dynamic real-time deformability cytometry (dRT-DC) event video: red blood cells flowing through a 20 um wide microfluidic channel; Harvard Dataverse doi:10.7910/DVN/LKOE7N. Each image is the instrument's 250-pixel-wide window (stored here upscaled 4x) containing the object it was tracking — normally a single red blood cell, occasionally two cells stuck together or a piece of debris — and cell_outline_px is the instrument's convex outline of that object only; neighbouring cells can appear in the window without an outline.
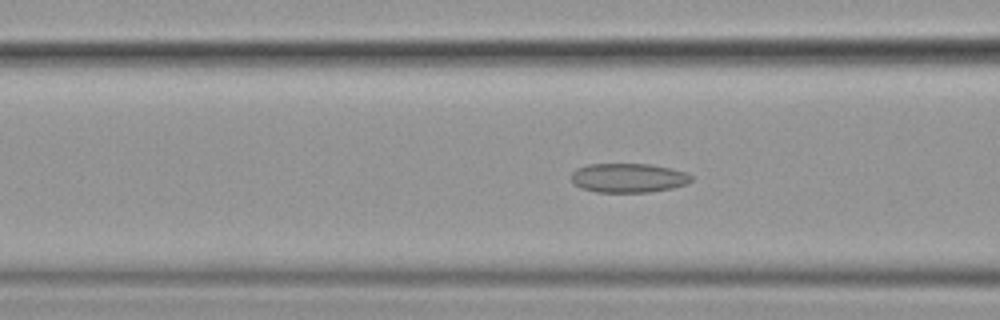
{"species": "common noctule bat (a hibernating species)", "species_latin": "Nyctalus noctula", "temperature_condition": "cold", "stored_images_in_passage": 41, "camera_frame_rate_fps": 3000, "um_per_image_px": 0.085, "animal": {"sex": "female", "body_mass_g": 19.9}, "frame": {"image": 1, "passage_image": 7, "time_ms": 2.0, "image_size_px": [1000, 320], "cell_outline_px": [[692, 180], [684, 184], [672, 188], [648, 192], [596, 192], [580, 188], [572, 180], [572, 172], [576, 168], [588, 164], [652, 164], [688, 172], [692, 176]], "centroid_in_image_um": [53.41, 15.11], "position_along_channel_um": 113.2, "area_um2": 20.46}}
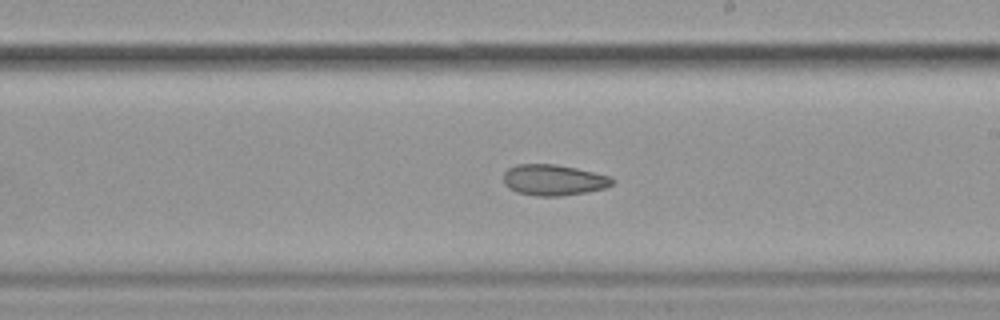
{"frame": {"image": 2, "passage_image": 18, "time_ms": 5.667, "image_size_px": [1000, 320], "cell_outline_px": [[616, 180], [612, 184], [604, 188], [584, 192], [560, 196], [536, 196], [516, 192], [508, 188], [504, 184], [504, 172], [508, 168], [516, 164], [556, 164], [576, 168], [608, 176]], "centroid_in_image_um": [47.01, 15.3], "position_along_channel_um": 242.0, "area_um2": 19.54}}
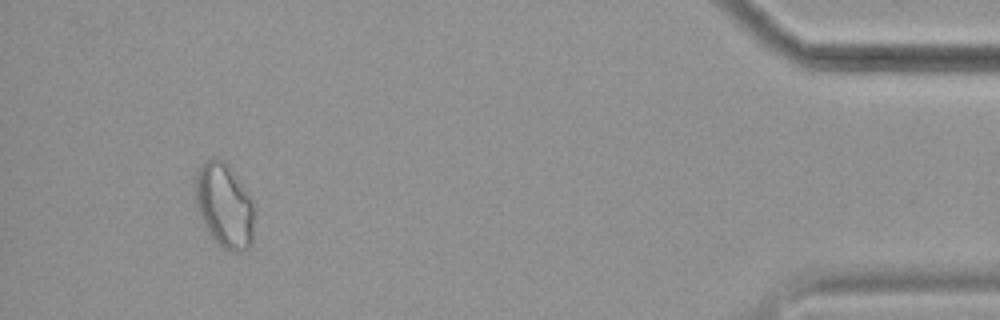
{"frame": {"image": 3, "passage_image": 38, "time_ms": 12.333, "image_size_px": [1000, 320], "cell_outline_px": [[252, 244], [248, 248], [240, 252], [228, 252], [212, 236], [204, 224], [200, 216], [196, 200], [196, 172], [200, 164], [204, 160], [212, 156], [224, 160], [232, 168], [248, 196], [252, 204]], "centroid_in_image_um": [19.04, 17.43], "position_along_channel_um": 416.2, "area_um2": 28.61}, "authors_computed_cell_mechanics": {"area_um2": 20.4612, "velocity_mm_per_s": 3.5216, "shape_relaxation_time_tau1_ms": null, "shape_relaxation_time_tau2_ms": 8.3034, "deformation_change_tau1": null, "deformation_change_tau2": 0.13}}